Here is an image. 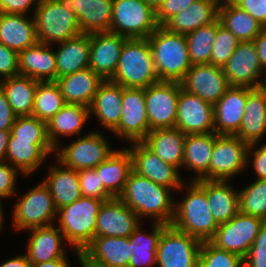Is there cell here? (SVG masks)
<instances>
[{
  "label": "cell",
  "instance_id": "51",
  "mask_svg": "<svg viewBox=\"0 0 266 267\" xmlns=\"http://www.w3.org/2000/svg\"><path fill=\"white\" fill-rule=\"evenodd\" d=\"M20 171L8 162L0 163V202L15 194L17 175Z\"/></svg>",
  "mask_w": 266,
  "mask_h": 267
},
{
  "label": "cell",
  "instance_id": "13",
  "mask_svg": "<svg viewBox=\"0 0 266 267\" xmlns=\"http://www.w3.org/2000/svg\"><path fill=\"white\" fill-rule=\"evenodd\" d=\"M248 148L249 144L236 136L219 135L213 146L209 180L228 181L242 172L248 165Z\"/></svg>",
  "mask_w": 266,
  "mask_h": 267
},
{
  "label": "cell",
  "instance_id": "42",
  "mask_svg": "<svg viewBox=\"0 0 266 267\" xmlns=\"http://www.w3.org/2000/svg\"><path fill=\"white\" fill-rule=\"evenodd\" d=\"M65 104L55 81L38 82L32 116L47 123Z\"/></svg>",
  "mask_w": 266,
  "mask_h": 267
},
{
  "label": "cell",
  "instance_id": "25",
  "mask_svg": "<svg viewBox=\"0 0 266 267\" xmlns=\"http://www.w3.org/2000/svg\"><path fill=\"white\" fill-rule=\"evenodd\" d=\"M50 45L38 42L18 53L19 75L39 82L56 80L55 52Z\"/></svg>",
  "mask_w": 266,
  "mask_h": 267
},
{
  "label": "cell",
  "instance_id": "63",
  "mask_svg": "<svg viewBox=\"0 0 266 267\" xmlns=\"http://www.w3.org/2000/svg\"><path fill=\"white\" fill-rule=\"evenodd\" d=\"M3 209H2V201L0 202V229L2 228V223H3Z\"/></svg>",
  "mask_w": 266,
  "mask_h": 267
},
{
  "label": "cell",
  "instance_id": "8",
  "mask_svg": "<svg viewBox=\"0 0 266 267\" xmlns=\"http://www.w3.org/2000/svg\"><path fill=\"white\" fill-rule=\"evenodd\" d=\"M57 216L52 195L48 187L41 182L19 198L13 209V227L15 230L49 226Z\"/></svg>",
  "mask_w": 266,
  "mask_h": 267
},
{
  "label": "cell",
  "instance_id": "60",
  "mask_svg": "<svg viewBox=\"0 0 266 267\" xmlns=\"http://www.w3.org/2000/svg\"><path fill=\"white\" fill-rule=\"evenodd\" d=\"M10 131L0 130V163L5 162Z\"/></svg>",
  "mask_w": 266,
  "mask_h": 267
},
{
  "label": "cell",
  "instance_id": "54",
  "mask_svg": "<svg viewBox=\"0 0 266 267\" xmlns=\"http://www.w3.org/2000/svg\"><path fill=\"white\" fill-rule=\"evenodd\" d=\"M249 155L253 156L251 158L253 163L251 162V164L255 171L254 173L257 176L256 179L266 180V144H263L262 146L258 147V149L256 148V150H255V143L250 144L247 153V162H250Z\"/></svg>",
  "mask_w": 266,
  "mask_h": 267
},
{
  "label": "cell",
  "instance_id": "6",
  "mask_svg": "<svg viewBox=\"0 0 266 267\" xmlns=\"http://www.w3.org/2000/svg\"><path fill=\"white\" fill-rule=\"evenodd\" d=\"M34 20L38 42L50 46L82 33L75 13H68L59 0H39Z\"/></svg>",
  "mask_w": 266,
  "mask_h": 267
},
{
  "label": "cell",
  "instance_id": "50",
  "mask_svg": "<svg viewBox=\"0 0 266 267\" xmlns=\"http://www.w3.org/2000/svg\"><path fill=\"white\" fill-rule=\"evenodd\" d=\"M197 0H163L156 10V22L159 26H164L174 15L187 9Z\"/></svg>",
  "mask_w": 266,
  "mask_h": 267
},
{
  "label": "cell",
  "instance_id": "52",
  "mask_svg": "<svg viewBox=\"0 0 266 267\" xmlns=\"http://www.w3.org/2000/svg\"><path fill=\"white\" fill-rule=\"evenodd\" d=\"M17 75H19L18 53L0 43V76L6 79Z\"/></svg>",
  "mask_w": 266,
  "mask_h": 267
},
{
  "label": "cell",
  "instance_id": "43",
  "mask_svg": "<svg viewBox=\"0 0 266 267\" xmlns=\"http://www.w3.org/2000/svg\"><path fill=\"white\" fill-rule=\"evenodd\" d=\"M216 33L217 20L185 35L192 65L210 63Z\"/></svg>",
  "mask_w": 266,
  "mask_h": 267
},
{
  "label": "cell",
  "instance_id": "34",
  "mask_svg": "<svg viewBox=\"0 0 266 267\" xmlns=\"http://www.w3.org/2000/svg\"><path fill=\"white\" fill-rule=\"evenodd\" d=\"M83 252L109 267H128L133 254L129 237H94Z\"/></svg>",
  "mask_w": 266,
  "mask_h": 267
},
{
  "label": "cell",
  "instance_id": "39",
  "mask_svg": "<svg viewBox=\"0 0 266 267\" xmlns=\"http://www.w3.org/2000/svg\"><path fill=\"white\" fill-rule=\"evenodd\" d=\"M219 20L240 42L253 41L264 29L248 12L231 0H221Z\"/></svg>",
  "mask_w": 266,
  "mask_h": 267
},
{
  "label": "cell",
  "instance_id": "23",
  "mask_svg": "<svg viewBox=\"0 0 266 267\" xmlns=\"http://www.w3.org/2000/svg\"><path fill=\"white\" fill-rule=\"evenodd\" d=\"M245 112L238 133L243 142L256 147L266 134V92L262 88L246 87Z\"/></svg>",
  "mask_w": 266,
  "mask_h": 267
},
{
  "label": "cell",
  "instance_id": "9",
  "mask_svg": "<svg viewBox=\"0 0 266 267\" xmlns=\"http://www.w3.org/2000/svg\"><path fill=\"white\" fill-rule=\"evenodd\" d=\"M264 222L262 218L239 211L232 219L218 226L209 242L216 248L232 252L243 259Z\"/></svg>",
  "mask_w": 266,
  "mask_h": 267
},
{
  "label": "cell",
  "instance_id": "46",
  "mask_svg": "<svg viewBox=\"0 0 266 267\" xmlns=\"http://www.w3.org/2000/svg\"><path fill=\"white\" fill-rule=\"evenodd\" d=\"M198 267H243V259L226 250L203 241L198 257Z\"/></svg>",
  "mask_w": 266,
  "mask_h": 267
},
{
  "label": "cell",
  "instance_id": "20",
  "mask_svg": "<svg viewBox=\"0 0 266 267\" xmlns=\"http://www.w3.org/2000/svg\"><path fill=\"white\" fill-rule=\"evenodd\" d=\"M127 39L111 32L90 33L89 68L103 80H110L117 69Z\"/></svg>",
  "mask_w": 266,
  "mask_h": 267
},
{
  "label": "cell",
  "instance_id": "31",
  "mask_svg": "<svg viewBox=\"0 0 266 267\" xmlns=\"http://www.w3.org/2000/svg\"><path fill=\"white\" fill-rule=\"evenodd\" d=\"M186 134L177 128L150 130L142 141L162 161L177 167L183 166Z\"/></svg>",
  "mask_w": 266,
  "mask_h": 267
},
{
  "label": "cell",
  "instance_id": "3",
  "mask_svg": "<svg viewBox=\"0 0 266 267\" xmlns=\"http://www.w3.org/2000/svg\"><path fill=\"white\" fill-rule=\"evenodd\" d=\"M147 40L159 81L181 82L192 66L185 35L158 26Z\"/></svg>",
  "mask_w": 266,
  "mask_h": 267
},
{
  "label": "cell",
  "instance_id": "49",
  "mask_svg": "<svg viewBox=\"0 0 266 267\" xmlns=\"http://www.w3.org/2000/svg\"><path fill=\"white\" fill-rule=\"evenodd\" d=\"M243 267H266V221L261 226L248 254L243 258Z\"/></svg>",
  "mask_w": 266,
  "mask_h": 267
},
{
  "label": "cell",
  "instance_id": "18",
  "mask_svg": "<svg viewBox=\"0 0 266 267\" xmlns=\"http://www.w3.org/2000/svg\"><path fill=\"white\" fill-rule=\"evenodd\" d=\"M180 83L184 90L212 105L230 87L222 67L211 64L192 65Z\"/></svg>",
  "mask_w": 266,
  "mask_h": 267
},
{
  "label": "cell",
  "instance_id": "38",
  "mask_svg": "<svg viewBox=\"0 0 266 267\" xmlns=\"http://www.w3.org/2000/svg\"><path fill=\"white\" fill-rule=\"evenodd\" d=\"M206 198L218 225L226 223L239 212V191L228 181L206 180Z\"/></svg>",
  "mask_w": 266,
  "mask_h": 267
},
{
  "label": "cell",
  "instance_id": "4",
  "mask_svg": "<svg viewBox=\"0 0 266 267\" xmlns=\"http://www.w3.org/2000/svg\"><path fill=\"white\" fill-rule=\"evenodd\" d=\"M124 88H147L159 81L147 38L127 39L110 79Z\"/></svg>",
  "mask_w": 266,
  "mask_h": 267
},
{
  "label": "cell",
  "instance_id": "62",
  "mask_svg": "<svg viewBox=\"0 0 266 267\" xmlns=\"http://www.w3.org/2000/svg\"><path fill=\"white\" fill-rule=\"evenodd\" d=\"M146 4L150 5L155 11L162 4L163 0H143Z\"/></svg>",
  "mask_w": 266,
  "mask_h": 267
},
{
  "label": "cell",
  "instance_id": "19",
  "mask_svg": "<svg viewBox=\"0 0 266 267\" xmlns=\"http://www.w3.org/2000/svg\"><path fill=\"white\" fill-rule=\"evenodd\" d=\"M139 220L118 197L106 200L96 219L95 237H129L141 224Z\"/></svg>",
  "mask_w": 266,
  "mask_h": 267
},
{
  "label": "cell",
  "instance_id": "37",
  "mask_svg": "<svg viewBox=\"0 0 266 267\" xmlns=\"http://www.w3.org/2000/svg\"><path fill=\"white\" fill-rule=\"evenodd\" d=\"M53 152L55 148L52 144H32V141L9 140L5 162L17 168L23 175H30Z\"/></svg>",
  "mask_w": 266,
  "mask_h": 267
},
{
  "label": "cell",
  "instance_id": "47",
  "mask_svg": "<svg viewBox=\"0 0 266 267\" xmlns=\"http://www.w3.org/2000/svg\"><path fill=\"white\" fill-rule=\"evenodd\" d=\"M239 43L240 41L236 38V36L221 25L218 18L217 33L215 42L212 46L209 64L223 67L227 63L228 59L232 56Z\"/></svg>",
  "mask_w": 266,
  "mask_h": 267
},
{
  "label": "cell",
  "instance_id": "22",
  "mask_svg": "<svg viewBox=\"0 0 266 267\" xmlns=\"http://www.w3.org/2000/svg\"><path fill=\"white\" fill-rule=\"evenodd\" d=\"M246 87L230 86L214 107V132L235 136L245 112Z\"/></svg>",
  "mask_w": 266,
  "mask_h": 267
},
{
  "label": "cell",
  "instance_id": "5",
  "mask_svg": "<svg viewBox=\"0 0 266 267\" xmlns=\"http://www.w3.org/2000/svg\"><path fill=\"white\" fill-rule=\"evenodd\" d=\"M105 201L81 197L57 209L58 228L67 240L66 244L69 243L75 252L83 251L95 237L96 219Z\"/></svg>",
  "mask_w": 266,
  "mask_h": 267
},
{
  "label": "cell",
  "instance_id": "56",
  "mask_svg": "<svg viewBox=\"0 0 266 267\" xmlns=\"http://www.w3.org/2000/svg\"><path fill=\"white\" fill-rule=\"evenodd\" d=\"M16 117L10 107L6 94L0 88V130L10 131Z\"/></svg>",
  "mask_w": 266,
  "mask_h": 267
},
{
  "label": "cell",
  "instance_id": "32",
  "mask_svg": "<svg viewBox=\"0 0 266 267\" xmlns=\"http://www.w3.org/2000/svg\"><path fill=\"white\" fill-rule=\"evenodd\" d=\"M218 136L215 132L186 135L183 166L197 174L192 181L209 180V164Z\"/></svg>",
  "mask_w": 266,
  "mask_h": 267
},
{
  "label": "cell",
  "instance_id": "45",
  "mask_svg": "<svg viewBox=\"0 0 266 267\" xmlns=\"http://www.w3.org/2000/svg\"><path fill=\"white\" fill-rule=\"evenodd\" d=\"M9 140L32 141V144H51L46 122L34 116H17L10 129Z\"/></svg>",
  "mask_w": 266,
  "mask_h": 267
},
{
  "label": "cell",
  "instance_id": "2",
  "mask_svg": "<svg viewBox=\"0 0 266 267\" xmlns=\"http://www.w3.org/2000/svg\"><path fill=\"white\" fill-rule=\"evenodd\" d=\"M188 192L174 205L171 226L203 241H209L218 229L206 198V180L190 182Z\"/></svg>",
  "mask_w": 266,
  "mask_h": 267
},
{
  "label": "cell",
  "instance_id": "61",
  "mask_svg": "<svg viewBox=\"0 0 266 267\" xmlns=\"http://www.w3.org/2000/svg\"><path fill=\"white\" fill-rule=\"evenodd\" d=\"M67 258H59L49 262L31 263V267H70Z\"/></svg>",
  "mask_w": 266,
  "mask_h": 267
},
{
  "label": "cell",
  "instance_id": "27",
  "mask_svg": "<svg viewBox=\"0 0 266 267\" xmlns=\"http://www.w3.org/2000/svg\"><path fill=\"white\" fill-rule=\"evenodd\" d=\"M104 80L91 68L57 78L65 103L90 107L100 84Z\"/></svg>",
  "mask_w": 266,
  "mask_h": 267
},
{
  "label": "cell",
  "instance_id": "29",
  "mask_svg": "<svg viewBox=\"0 0 266 267\" xmlns=\"http://www.w3.org/2000/svg\"><path fill=\"white\" fill-rule=\"evenodd\" d=\"M221 0H197L187 9L174 15L165 25L169 31L186 35L219 18Z\"/></svg>",
  "mask_w": 266,
  "mask_h": 267
},
{
  "label": "cell",
  "instance_id": "59",
  "mask_svg": "<svg viewBox=\"0 0 266 267\" xmlns=\"http://www.w3.org/2000/svg\"><path fill=\"white\" fill-rule=\"evenodd\" d=\"M76 256L82 267H109L88 257L83 251H76Z\"/></svg>",
  "mask_w": 266,
  "mask_h": 267
},
{
  "label": "cell",
  "instance_id": "21",
  "mask_svg": "<svg viewBox=\"0 0 266 267\" xmlns=\"http://www.w3.org/2000/svg\"><path fill=\"white\" fill-rule=\"evenodd\" d=\"M68 13H75L82 33L110 32L113 0H59Z\"/></svg>",
  "mask_w": 266,
  "mask_h": 267
},
{
  "label": "cell",
  "instance_id": "12",
  "mask_svg": "<svg viewBox=\"0 0 266 267\" xmlns=\"http://www.w3.org/2000/svg\"><path fill=\"white\" fill-rule=\"evenodd\" d=\"M180 82L158 81L145 88L149 129L175 128Z\"/></svg>",
  "mask_w": 266,
  "mask_h": 267
},
{
  "label": "cell",
  "instance_id": "28",
  "mask_svg": "<svg viewBox=\"0 0 266 267\" xmlns=\"http://www.w3.org/2000/svg\"><path fill=\"white\" fill-rule=\"evenodd\" d=\"M123 87L111 80H104L90 105V116L94 115L104 128L113 132L121 119Z\"/></svg>",
  "mask_w": 266,
  "mask_h": 267
},
{
  "label": "cell",
  "instance_id": "40",
  "mask_svg": "<svg viewBox=\"0 0 266 267\" xmlns=\"http://www.w3.org/2000/svg\"><path fill=\"white\" fill-rule=\"evenodd\" d=\"M38 82L22 75L1 80V89L6 94L10 107L16 116L32 115Z\"/></svg>",
  "mask_w": 266,
  "mask_h": 267
},
{
  "label": "cell",
  "instance_id": "35",
  "mask_svg": "<svg viewBox=\"0 0 266 267\" xmlns=\"http://www.w3.org/2000/svg\"><path fill=\"white\" fill-rule=\"evenodd\" d=\"M89 117H91L89 107L66 103L46 123L49 142L56 148L59 145L60 136L80 135Z\"/></svg>",
  "mask_w": 266,
  "mask_h": 267
},
{
  "label": "cell",
  "instance_id": "55",
  "mask_svg": "<svg viewBox=\"0 0 266 267\" xmlns=\"http://www.w3.org/2000/svg\"><path fill=\"white\" fill-rule=\"evenodd\" d=\"M39 0H0V13L26 15L34 5L33 16Z\"/></svg>",
  "mask_w": 266,
  "mask_h": 267
},
{
  "label": "cell",
  "instance_id": "33",
  "mask_svg": "<svg viewBox=\"0 0 266 267\" xmlns=\"http://www.w3.org/2000/svg\"><path fill=\"white\" fill-rule=\"evenodd\" d=\"M56 166L49 169L43 183L52 195L56 209L72 204L82 197L78 178V171L56 162ZM59 164V165H58Z\"/></svg>",
  "mask_w": 266,
  "mask_h": 267
},
{
  "label": "cell",
  "instance_id": "11",
  "mask_svg": "<svg viewBox=\"0 0 266 267\" xmlns=\"http://www.w3.org/2000/svg\"><path fill=\"white\" fill-rule=\"evenodd\" d=\"M202 242L168 225L162 232L156 251L158 267H198Z\"/></svg>",
  "mask_w": 266,
  "mask_h": 267
},
{
  "label": "cell",
  "instance_id": "48",
  "mask_svg": "<svg viewBox=\"0 0 266 267\" xmlns=\"http://www.w3.org/2000/svg\"><path fill=\"white\" fill-rule=\"evenodd\" d=\"M80 191L82 197L110 200L114 198L103 186V183L95 169H83L78 171Z\"/></svg>",
  "mask_w": 266,
  "mask_h": 267
},
{
  "label": "cell",
  "instance_id": "14",
  "mask_svg": "<svg viewBox=\"0 0 266 267\" xmlns=\"http://www.w3.org/2000/svg\"><path fill=\"white\" fill-rule=\"evenodd\" d=\"M144 88H124L121 102V119L112 132L132 142H142L149 133Z\"/></svg>",
  "mask_w": 266,
  "mask_h": 267
},
{
  "label": "cell",
  "instance_id": "24",
  "mask_svg": "<svg viewBox=\"0 0 266 267\" xmlns=\"http://www.w3.org/2000/svg\"><path fill=\"white\" fill-rule=\"evenodd\" d=\"M27 257L31 263L49 262L59 258H67L62 243L63 233L55 225L37 227L27 230ZM31 231V232H30Z\"/></svg>",
  "mask_w": 266,
  "mask_h": 267
},
{
  "label": "cell",
  "instance_id": "41",
  "mask_svg": "<svg viewBox=\"0 0 266 267\" xmlns=\"http://www.w3.org/2000/svg\"><path fill=\"white\" fill-rule=\"evenodd\" d=\"M152 225V234L143 233L139 224L129 236V244H131L133 254L129 259L128 267H151L156 264L158 242L163 230L168 225L155 222Z\"/></svg>",
  "mask_w": 266,
  "mask_h": 267
},
{
  "label": "cell",
  "instance_id": "17",
  "mask_svg": "<svg viewBox=\"0 0 266 267\" xmlns=\"http://www.w3.org/2000/svg\"><path fill=\"white\" fill-rule=\"evenodd\" d=\"M175 128L184 134L214 132V107L199 96L184 90L181 86L178 97Z\"/></svg>",
  "mask_w": 266,
  "mask_h": 267
},
{
  "label": "cell",
  "instance_id": "16",
  "mask_svg": "<svg viewBox=\"0 0 266 267\" xmlns=\"http://www.w3.org/2000/svg\"><path fill=\"white\" fill-rule=\"evenodd\" d=\"M222 69L230 86L261 88L262 81L258 79L265 71L253 41L240 42Z\"/></svg>",
  "mask_w": 266,
  "mask_h": 267
},
{
  "label": "cell",
  "instance_id": "10",
  "mask_svg": "<svg viewBox=\"0 0 266 267\" xmlns=\"http://www.w3.org/2000/svg\"><path fill=\"white\" fill-rule=\"evenodd\" d=\"M109 144L103 135L94 131L62 149L58 145L55 148L56 161L76 171L95 169L113 153Z\"/></svg>",
  "mask_w": 266,
  "mask_h": 267
},
{
  "label": "cell",
  "instance_id": "26",
  "mask_svg": "<svg viewBox=\"0 0 266 267\" xmlns=\"http://www.w3.org/2000/svg\"><path fill=\"white\" fill-rule=\"evenodd\" d=\"M32 17L0 13V43L17 53L37 44L36 25Z\"/></svg>",
  "mask_w": 266,
  "mask_h": 267
},
{
  "label": "cell",
  "instance_id": "15",
  "mask_svg": "<svg viewBox=\"0 0 266 267\" xmlns=\"http://www.w3.org/2000/svg\"><path fill=\"white\" fill-rule=\"evenodd\" d=\"M130 147L128 150L134 172L173 191L184 188L185 184L177 167L162 161L143 142H132Z\"/></svg>",
  "mask_w": 266,
  "mask_h": 267
},
{
  "label": "cell",
  "instance_id": "57",
  "mask_svg": "<svg viewBox=\"0 0 266 267\" xmlns=\"http://www.w3.org/2000/svg\"><path fill=\"white\" fill-rule=\"evenodd\" d=\"M257 54L259 56L260 65L263 70H266V28H264L259 35L253 40Z\"/></svg>",
  "mask_w": 266,
  "mask_h": 267
},
{
  "label": "cell",
  "instance_id": "1",
  "mask_svg": "<svg viewBox=\"0 0 266 267\" xmlns=\"http://www.w3.org/2000/svg\"><path fill=\"white\" fill-rule=\"evenodd\" d=\"M173 190L158 185L133 170L130 172L123 193L118 197L137 216L152 217V222L170 225L174 216Z\"/></svg>",
  "mask_w": 266,
  "mask_h": 267
},
{
  "label": "cell",
  "instance_id": "7",
  "mask_svg": "<svg viewBox=\"0 0 266 267\" xmlns=\"http://www.w3.org/2000/svg\"><path fill=\"white\" fill-rule=\"evenodd\" d=\"M158 26L156 11L143 0H113L111 33L128 39L148 38Z\"/></svg>",
  "mask_w": 266,
  "mask_h": 267
},
{
  "label": "cell",
  "instance_id": "36",
  "mask_svg": "<svg viewBox=\"0 0 266 267\" xmlns=\"http://www.w3.org/2000/svg\"><path fill=\"white\" fill-rule=\"evenodd\" d=\"M104 188L114 197H119L125 188L132 169V157L128 148L115 150L95 168Z\"/></svg>",
  "mask_w": 266,
  "mask_h": 267
},
{
  "label": "cell",
  "instance_id": "44",
  "mask_svg": "<svg viewBox=\"0 0 266 267\" xmlns=\"http://www.w3.org/2000/svg\"><path fill=\"white\" fill-rule=\"evenodd\" d=\"M239 211L266 221V180L256 179L239 191Z\"/></svg>",
  "mask_w": 266,
  "mask_h": 267
},
{
  "label": "cell",
  "instance_id": "30",
  "mask_svg": "<svg viewBox=\"0 0 266 267\" xmlns=\"http://www.w3.org/2000/svg\"><path fill=\"white\" fill-rule=\"evenodd\" d=\"M58 45L56 79L89 68L90 34L81 33Z\"/></svg>",
  "mask_w": 266,
  "mask_h": 267
},
{
  "label": "cell",
  "instance_id": "58",
  "mask_svg": "<svg viewBox=\"0 0 266 267\" xmlns=\"http://www.w3.org/2000/svg\"><path fill=\"white\" fill-rule=\"evenodd\" d=\"M0 267H31V262L28 260L27 255L24 254L7 260L0 264Z\"/></svg>",
  "mask_w": 266,
  "mask_h": 267
},
{
  "label": "cell",
  "instance_id": "64",
  "mask_svg": "<svg viewBox=\"0 0 266 267\" xmlns=\"http://www.w3.org/2000/svg\"><path fill=\"white\" fill-rule=\"evenodd\" d=\"M266 72V70H265ZM262 85H261V88L266 92V73L264 75V79H262Z\"/></svg>",
  "mask_w": 266,
  "mask_h": 267
},
{
  "label": "cell",
  "instance_id": "53",
  "mask_svg": "<svg viewBox=\"0 0 266 267\" xmlns=\"http://www.w3.org/2000/svg\"><path fill=\"white\" fill-rule=\"evenodd\" d=\"M266 28V0H231Z\"/></svg>",
  "mask_w": 266,
  "mask_h": 267
}]
</instances>
